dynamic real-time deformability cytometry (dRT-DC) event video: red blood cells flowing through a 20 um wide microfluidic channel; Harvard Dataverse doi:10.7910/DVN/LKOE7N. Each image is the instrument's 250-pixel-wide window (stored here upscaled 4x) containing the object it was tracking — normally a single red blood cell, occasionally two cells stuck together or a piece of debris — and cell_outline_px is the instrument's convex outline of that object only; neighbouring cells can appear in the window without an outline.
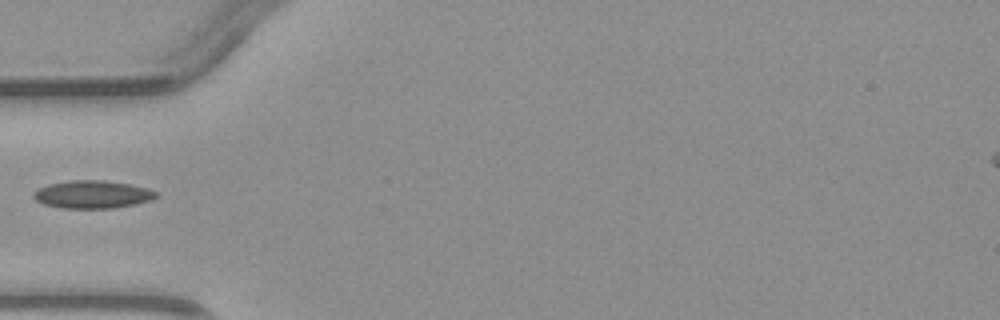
{"species": "common noctule bat (a hibernating species)", "species_latin": "Nyctalus noctula", "temperature_condition": "warm", "stored_images_in_passage": 2, "camera_frame_rate_fps": 3000, "um_per_image_px": 0.085, "animal": {"sex": "male", "body_mass_g": 23.1, "forearm_length_mm": 52.7}, "frame": {"image": 1, "passage_image": 2, "time_ms": 1.333, "image_size_px": [1000, 320], "cell_outline_px": [[160, 192], [152, 200], [136, 204], [112, 208], [64, 208], [44, 204], [36, 200], [32, 196], [32, 192], [48, 184], [68, 180], [104, 180], [128, 184], [148, 188]], "centroid_in_image_um": [7.87, 16.52], "position_along_channel_um": 77.1, "area_um2": 19.94}}